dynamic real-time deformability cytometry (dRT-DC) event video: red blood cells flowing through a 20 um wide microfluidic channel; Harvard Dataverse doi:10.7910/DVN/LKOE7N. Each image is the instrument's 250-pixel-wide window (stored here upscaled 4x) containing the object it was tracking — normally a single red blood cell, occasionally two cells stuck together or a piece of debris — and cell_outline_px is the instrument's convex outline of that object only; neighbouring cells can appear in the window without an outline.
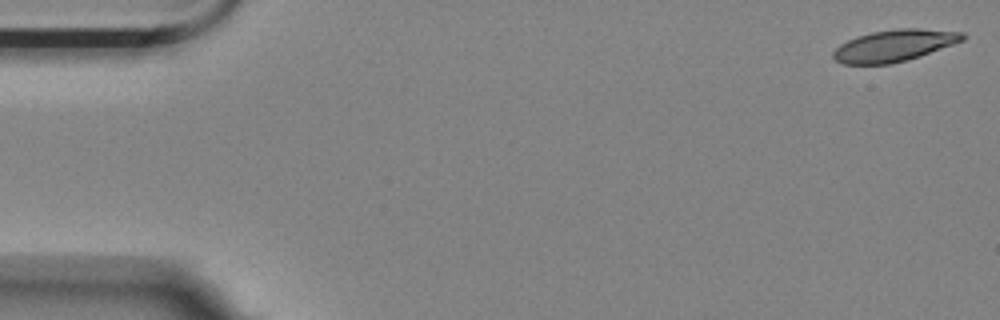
{"species": "Egyptian fruit bat (a non-hibernating species)", "species_latin": "Rousettus aegyptiacus", "temperature_condition": "room temperature", "stored_images_in_passage": 3, "camera_frame_rate_fps": 3000, "um_per_image_px": 0.085, "animal": {"sex": "female"}, "frame": {"image": 1, "passage_image": 1, "time_ms": 0.0, "image_size_px": [1000, 320], "cell_outline_px": [[968, 36], [964, 40], [920, 56], [888, 64], [844, 64], [836, 60], [832, 56], [832, 52], [840, 44], [856, 36], [872, 32], [896, 28], [920, 28], [964, 32]], "centroid_in_image_um": [76.02, 3.86], "position_along_channel_um": 9.0, "area_um2": 23.93}}